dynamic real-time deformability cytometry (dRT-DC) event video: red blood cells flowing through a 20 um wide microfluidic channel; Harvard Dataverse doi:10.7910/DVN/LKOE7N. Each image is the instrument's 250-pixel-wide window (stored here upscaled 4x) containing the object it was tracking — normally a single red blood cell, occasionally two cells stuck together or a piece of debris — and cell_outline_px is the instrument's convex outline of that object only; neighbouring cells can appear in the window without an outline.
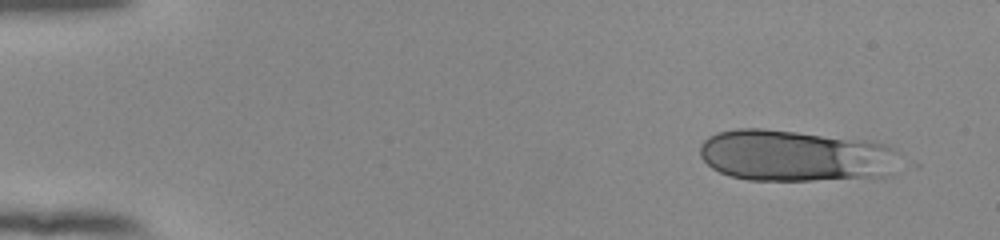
{"species": "human", "species_latin": "Homo sapiens", "temperature_condition": "room temperature", "stored_images_in_passage": 53, "camera_frame_rate_fps": 3000, "um_per_image_px": 0.085, "donor": {"sex": "female"}, "frame": {"image": 1, "passage_image": 4, "time_ms": 1.0, "image_size_px": [1000, 240], "cell_outline_px": [[900, 152], [892, 176], [812, 180], [748, 180], [728, 176], [712, 168], [700, 156], [700, 144], [708, 136], [716, 132], [736, 128], [764, 128], [868, 140], [884, 144]], "centroid_in_image_um": [67.59, 13.23], "position_along_channel_um": 17.4, "area_um2": 60.52}}
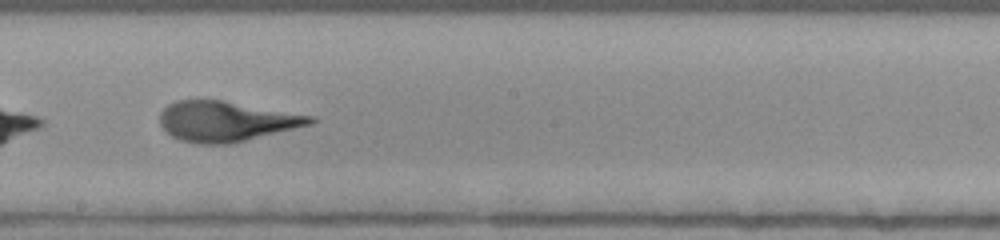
{"frame": {"image": 2, "passage_image": 31, "time_ms": 10.0, "image_size_px": [1000, 240], "cell_outline_px": [[316, 120], [312, 124], [232, 144], [200, 144], [180, 140], [172, 136], [160, 124], [160, 112], [168, 104], [176, 100], [220, 100], [316, 116]], "centroid_in_image_um": [19.24, 10.32], "position_along_channel_um": 229.0, "area_um2": 35.2}}
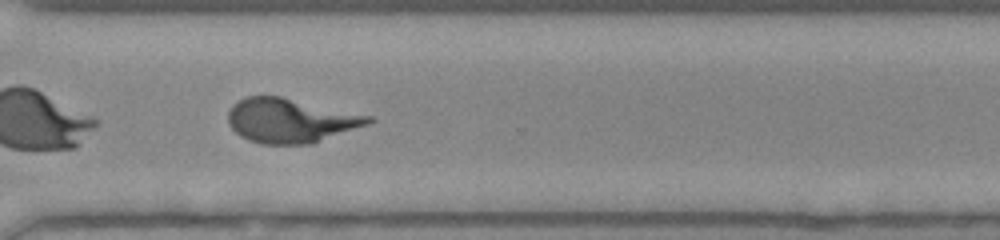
{"frame": {"image": 3, "passage_image": 40, "time_ms": 13.0, "image_size_px": [1000, 240], "cell_outline_px": [[376, 120], [368, 124], [312, 144], [260, 144], [248, 140], [240, 136], [228, 124], [228, 112], [232, 104], [248, 96], [280, 96], [372, 116]], "centroid_in_image_um": [24.68, 10.25], "position_along_channel_um": 345.9, "area_um2": 36.18}}